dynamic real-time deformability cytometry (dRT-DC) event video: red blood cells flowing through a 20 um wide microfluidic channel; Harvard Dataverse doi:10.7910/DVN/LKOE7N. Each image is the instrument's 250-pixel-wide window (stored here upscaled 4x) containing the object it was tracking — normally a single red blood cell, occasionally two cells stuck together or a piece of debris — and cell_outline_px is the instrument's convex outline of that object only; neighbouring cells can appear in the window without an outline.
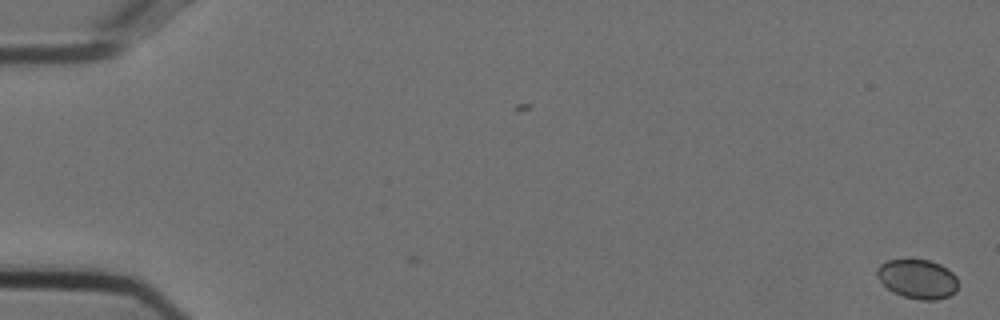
{"species": "Egyptian fruit bat (a non-hibernating species)", "species_latin": "Rousettus aegyptiacus", "temperature_condition": "cold", "stored_images_in_passage": 4, "camera_frame_rate_fps": 3000, "um_per_image_px": 0.085, "animal": {"sex": "female"}, "frame": {"image": 1, "passage_image": 4, "time_ms": 1.0, "image_size_px": [1000, 320], "cell_outline_px": [[960, 284], [956, 292], [948, 296], [936, 300], [920, 300], [904, 296], [892, 292], [876, 276], [876, 272], [880, 264], [888, 260], [928, 260], [940, 264], [948, 268], [956, 276]], "centroid_in_image_um": [78.04, 23.72], "position_along_channel_um": 7.0, "area_um2": 18.67}}